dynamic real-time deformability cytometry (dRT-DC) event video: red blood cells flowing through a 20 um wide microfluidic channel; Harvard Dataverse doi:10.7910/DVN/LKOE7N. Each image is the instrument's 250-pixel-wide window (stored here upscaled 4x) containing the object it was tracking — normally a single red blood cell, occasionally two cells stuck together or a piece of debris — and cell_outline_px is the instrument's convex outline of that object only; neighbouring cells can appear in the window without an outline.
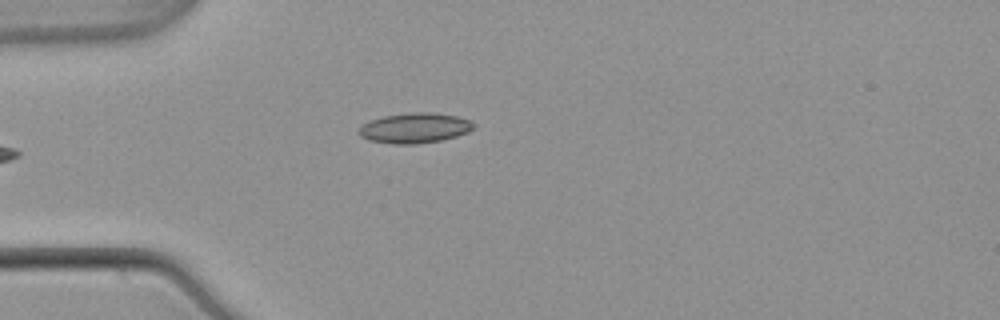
{"species": "common noctule bat (a hibernating species)", "species_latin": "Nyctalus noctula", "temperature_condition": "warm", "stored_images_in_passage": 35, "camera_frame_rate_fps": 3000, "um_per_image_px": 0.085, "animal": {"sex": "male", "body_mass_g": 21.5, "forearm_length_mm": 52.0}, "frame": {"image": 1, "passage_image": 1, "time_ms": 0.0, "image_size_px": [1000, 320], "cell_outline_px": [[476, 124], [468, 132], [456, 136], [440, 140], [416, 144], [392, 144], [368, 140], [360, 136], [356, 132], [364, 124], [372, 120], [384, 116], [408, 112], [432, 112], [456, 116], [472, 120]], "centroid_in_image_um": [35.25, 10.88], "position_along_channel_um": 49.7, "area_um2": 20.23}}
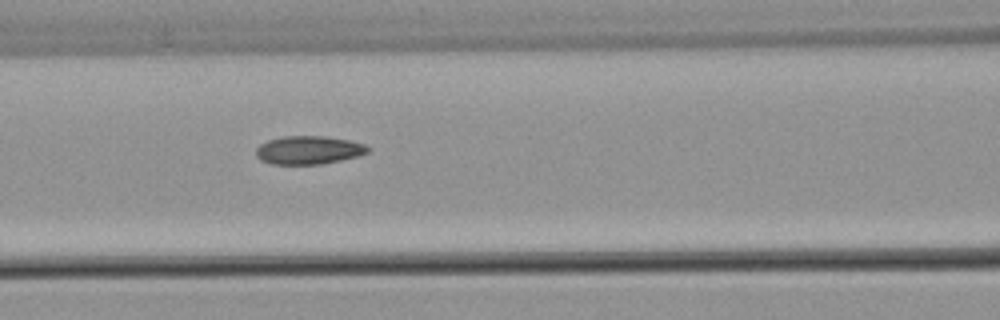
{"frame": {"image": 2, "passage_image": 9, "time_ms": 2.667, "image_size_px": [1000, 320], "cell_outline_px": [[368, 152], [356, 156], [340, 160], [320, 164], [272, 164], [260, 160], [256, 156], [256, 148], [260, 144], [268, 140], [284, 136], [324, 136], [348, 140], [364, 144], [368, 148]], "centroid_in_image_um": [26.18, 12.75], "position_along_channel_um": 140.4, "area_um2": 18.26}}
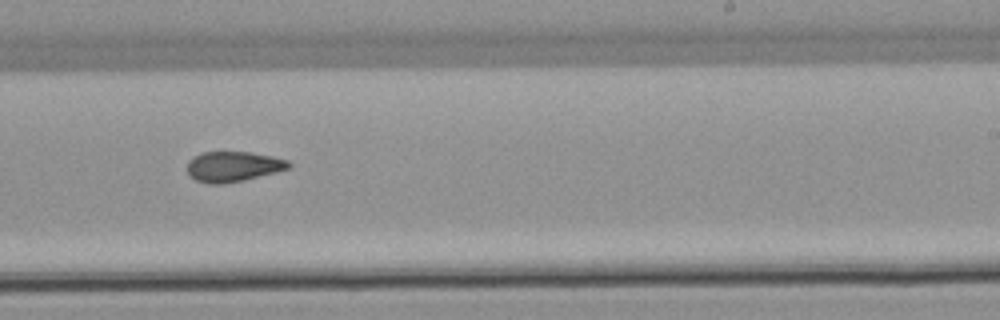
{"frame": {"image": 3, "passage_image": 19, "time_ms": 6.0, "image_size_px": [1000, 320], "cell_outline_px": [[292, 164], [288, 168], [244, 180], [224, 184], [208, 184], [196, 180], [188, 172], [188, 160], [192, 156], [200, 152], [252, 152], [272, 156], [288, 160]], "centroid_in_image_um": [19.79, 14.14], "position_along_channel_um": 269.2, "area_um2": 17.86}, "authors_computed_cell_mechanics": {"area_um2": 18.7272, "velocity_mm_per_s": 3.8809, "shape_relaxation_time_tau1_ms": null, "shape_relaxation_time_tau2_ms": 6.2459, "deformation_change_tau1": null, "deformation_change_tau2": 0.1279}}